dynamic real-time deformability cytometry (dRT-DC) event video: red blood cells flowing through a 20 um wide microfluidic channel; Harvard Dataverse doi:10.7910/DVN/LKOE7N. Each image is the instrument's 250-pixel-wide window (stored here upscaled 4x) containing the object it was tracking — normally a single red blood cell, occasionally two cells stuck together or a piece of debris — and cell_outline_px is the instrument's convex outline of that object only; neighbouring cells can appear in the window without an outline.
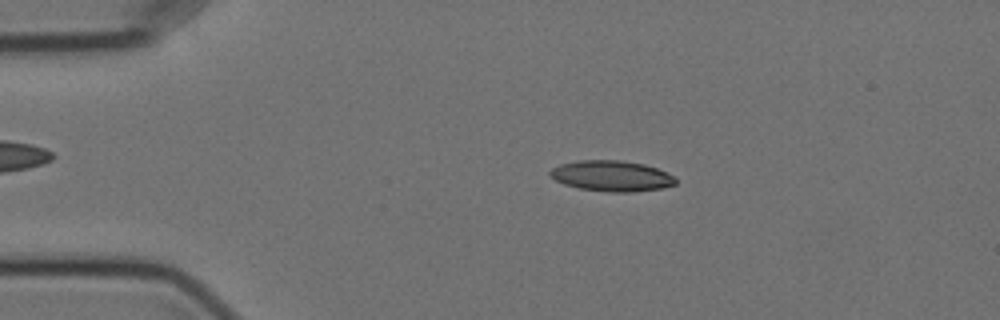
{"species": "Egyptian fruit bat (a non-hibernating species)", "species_latin": "Rousettus aegyptiacus", "temperature_condition": "cold", "stored_images_in_passage": 18, "camera_frame_rate_fps": 3000, "um_per_image_px": 0.085, "animal": {"sex": "female"}, "frame": {"image": 1, "passage_image": 8, "time_ms": 2.333, "image_size_px": [1000, 320], "cell_outline_px": [[676, 184], [660, 188], [632, 192], [608, 192], [580, 188], [564, 184], [556, 180], [548, 172], [552, 168], [560, 164], [580, 160], [620, 160], [644, 164], [656, 168], [676, 176]], "centroid_in_image_um": [52.0, 14.95], "position_along_channel_um": 33.0, "area_um2": 22.37}}
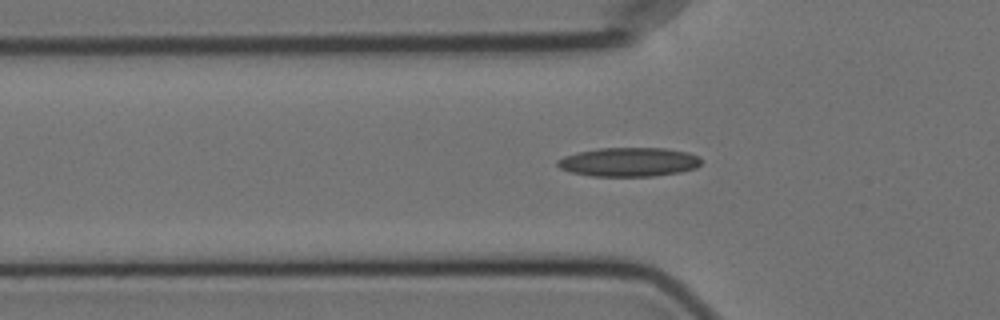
{"frame": {"image": 2, "passage_image": 15, "time_ms": 4.667, "image_size_px": [1000, 320], "cell_outline_px": [[700, 164], [696, 168], [680, 172], [652, 176], [592, 176], [572, 172], [560, 168], [556, 164], [556, 160], [564, 156], [576, 152], [600, 148], [664, 148], [688, 152], [700, 156]], "centroid_in_image_um": [53.45, 13.76], "position_along_channel_um": 72.4, "area_um2": 24.33}}
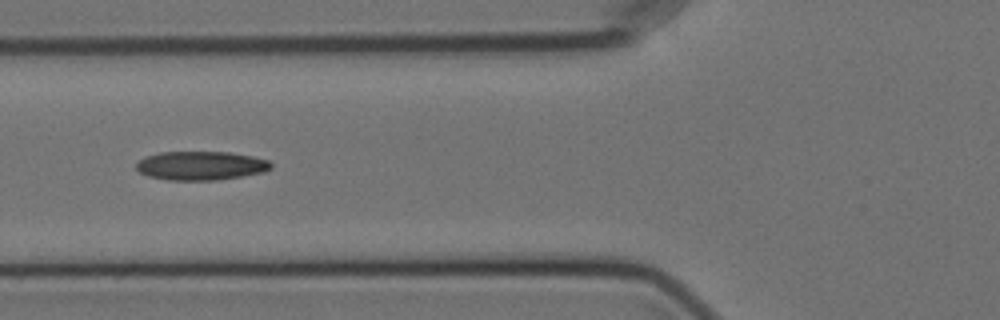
{"frame": {"image": 3, "passage_image": 18, "time_ms": 5.667, "image_size_px": [1000, 320], "cell_outline_px": [[272, 168], [264, 172], [216, 180], [168, 180], [148, 176], [140, 172], [136, 168], [136, 164], [144, 156], [160, 152], [228, 152], [252, 156], [268, 160], [272, 164]], "centroid_in_image_um": [17.06, 14.08], "position_along_channel_um": 108.7, "area_um2": 22.6}}